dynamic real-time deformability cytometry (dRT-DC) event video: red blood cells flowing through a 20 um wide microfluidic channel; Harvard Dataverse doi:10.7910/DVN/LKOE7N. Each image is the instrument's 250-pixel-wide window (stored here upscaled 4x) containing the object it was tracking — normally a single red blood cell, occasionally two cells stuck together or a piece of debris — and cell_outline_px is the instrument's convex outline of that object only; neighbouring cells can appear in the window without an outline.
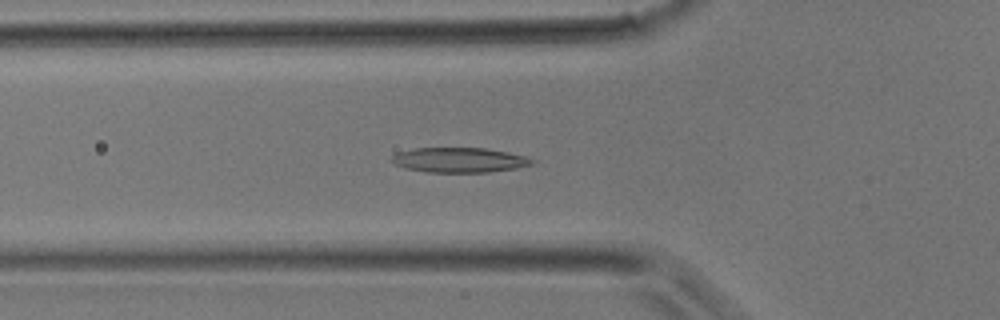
{"species": "common noctule bat (a hibernating species)", "species_latin": "Nyctalus noctula", "temperature_condition": "room temperature", "stored_images_in_passage": 36, "camera_frame_rate_fps": 3000, "um_per_image_px": 0.085, "animal": {"sex": "male", "body_mass_g": 17.9}, "frame": {"image": 1, "passage_image": 10, "time_ms": 3.0, "image_size_px": [1000, 320], "cell_outline_px": [[536, 160], [532, 164], [516, 168], [488, 172], [424, 172], [404, 168], [388, 160], [396, 152], [412, 148], [484, 148], [508, 152], [524, 156]], "centroid_in_image_um": [38.98, 13.6], "position_along_channel_um": 86.8, "area_um2": 20.46}}
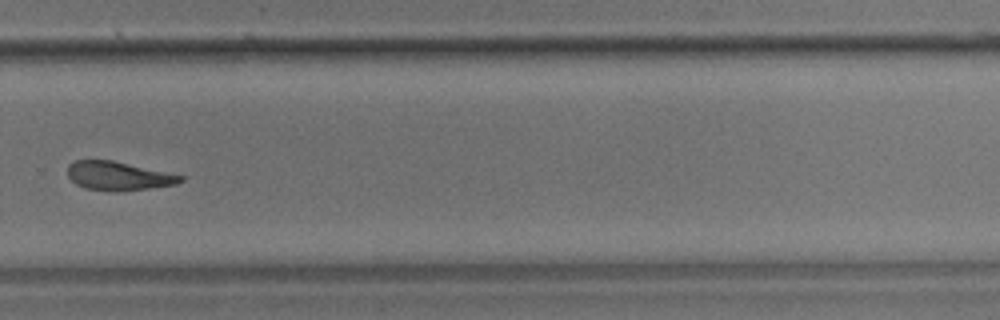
{"frame": {"image": 2, "passage_image": 24, "time_ms": 7.667, "image_size_px": [1000, 320], "cell_outline_px": [[184, 180], [176, 184], [148, 188], [116, 192], [108, 192], [84, 188], [76, 184], [68, 176], [68, 164], [76, 160], [112, 160], [184, 176]], "centroid_in_image_um": [10.03, 14.96], "position_along_channel_um": 319.8, "area_um2": 18.9}}
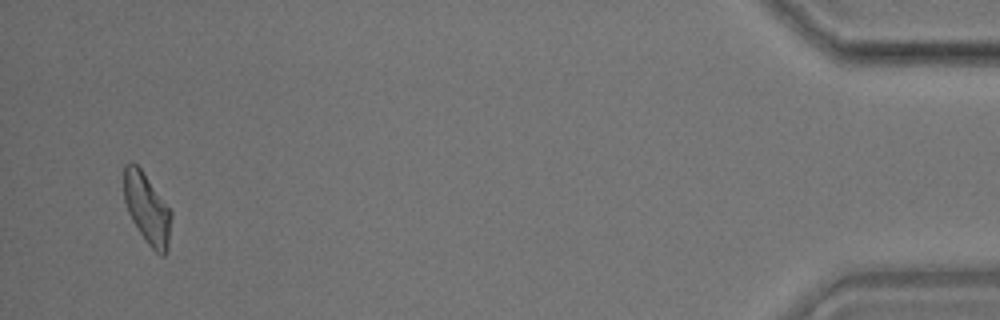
{"frame": {"image": 3, "passage_image": 35, "time_ms": 11.333, "image_size_px": [1000, 320], "cell_outline_px": [[172, 216], [168, 252], [164, 256], [160, 256], [148, 244], [132, 220], [128, 212], [124, 200], [124, 164], [132, 160], [140, 168], [172, 212]], "centroid_in_image_um": [12.51, 17.75], "position_along_channel_um": 422.7, "area_um2": 19.42}}